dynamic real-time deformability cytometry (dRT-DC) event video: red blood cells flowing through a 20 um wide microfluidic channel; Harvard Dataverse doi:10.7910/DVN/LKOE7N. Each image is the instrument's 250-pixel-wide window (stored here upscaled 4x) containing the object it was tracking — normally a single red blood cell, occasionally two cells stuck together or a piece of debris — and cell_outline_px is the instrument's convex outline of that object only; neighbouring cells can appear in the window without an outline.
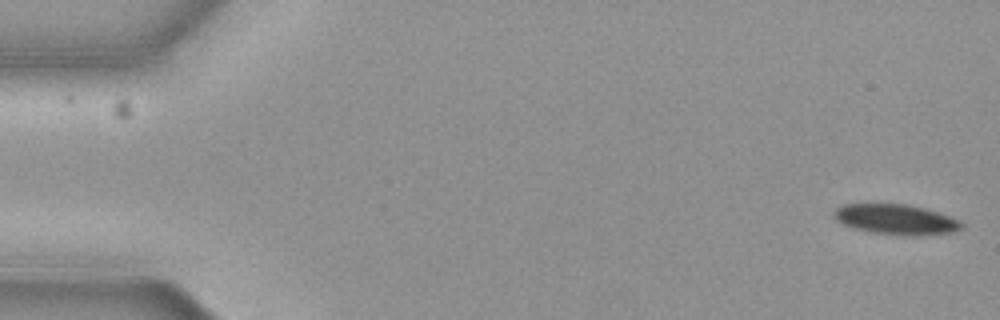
{"species": "common noctule bat (a hibernating species)", "species_latin": "Nyctalus noctula", "temperature_condition": "cold", "stored_images_in_passage": 15, "camera_frame_rate_fps": 3000, "um_per_image_px": 0.085, "animal": {"sex": "female", "body_mass_g": 19.3, "forearm_length_mm": 54.1}, "frame": {"image": 1, "passage_image": 1, "time_ms": 0.0, "image_size_px": [1000, 320], "cell_outline_px": [[964, 228], [948, 232], [920, 236], [916, 236], [872, 232], [852, 228], [836, 220], [832, 216], [832, 212], [836, 208], [844, 204], [908, 204], [924, 208], [960, 220], [964, 224]], "centroid_in_image_um": [76.13, 18.64], "position_along_channel_um": 8.9, "area_um2": 22.37}}